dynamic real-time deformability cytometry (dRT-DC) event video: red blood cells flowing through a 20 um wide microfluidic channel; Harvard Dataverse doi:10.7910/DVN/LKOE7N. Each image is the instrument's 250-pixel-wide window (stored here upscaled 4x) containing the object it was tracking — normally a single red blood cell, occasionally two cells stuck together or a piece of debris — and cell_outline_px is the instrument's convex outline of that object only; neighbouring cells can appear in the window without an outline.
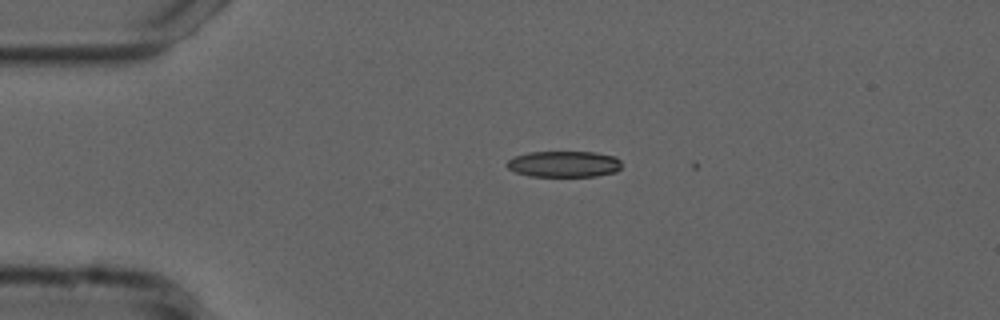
{"species": "common noctule bat (a hibernating species)", "species_latin": "Nyctalus noctula", "temperature_condition": "cold", "stored_images_in_passage": 3, "camera_frame_rate_fps": 3000, "um_per_image_px": 0.085, "animal": {"sex": "male", "forearm_length_mm": 52.5}, "frame": {"image": 1, "passage_image": 2, "time_ms": 0.333, "image_size_px": [1000, 320], "cell_outline_px": [[620, 168], [616, 172], [596, 176], [528, 176], [516, 172], [508, 168], [504, 164], [508, 160], [516, 156], [528, 152], [596, 152], [616, 156], [620, 160]], "centroid_in_image_um": [47.94, 13.94], "position_along_channel_um": 37.1, "area_um2": 17.57}}